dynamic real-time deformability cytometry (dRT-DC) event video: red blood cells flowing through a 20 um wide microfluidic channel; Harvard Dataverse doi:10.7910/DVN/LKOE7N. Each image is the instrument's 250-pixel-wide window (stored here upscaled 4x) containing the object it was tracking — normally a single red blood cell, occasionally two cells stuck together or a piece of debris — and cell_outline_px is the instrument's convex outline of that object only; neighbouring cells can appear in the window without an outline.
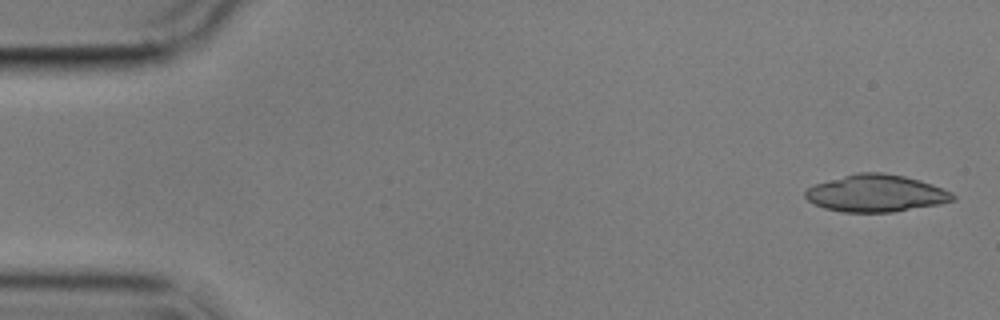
{"species": "common noctule bat (a hibernating species)", "species_latin": "Nyctalus noctula", "temperature_condition": "cold", "stored_images_in_passage": 3, "camera_frame_rate_fps": 3000, "um_per_image_px": 0.085, "animal": {"sex": "male", "body_mass_g": 17.9}, "frame": {"image": 1, "passage_image": 1, "time_ms": 0.0, "image_size_px": [1000, 320], "cell_outline_px": [[956, 200], [940, 204], [892, 212], [840, 212], [824, 208], [808, 200], [804, 196], [804, 192], [808, 188], [816, 184], [856, 172], [884, 172], [904, 176], [920, 180], [932, 184], [952, 192], [956, 196]], "centroid_in_image_um": [74.49, 16.43], "position_along_channel_um": 10.5, "area_um2": 31.96}}